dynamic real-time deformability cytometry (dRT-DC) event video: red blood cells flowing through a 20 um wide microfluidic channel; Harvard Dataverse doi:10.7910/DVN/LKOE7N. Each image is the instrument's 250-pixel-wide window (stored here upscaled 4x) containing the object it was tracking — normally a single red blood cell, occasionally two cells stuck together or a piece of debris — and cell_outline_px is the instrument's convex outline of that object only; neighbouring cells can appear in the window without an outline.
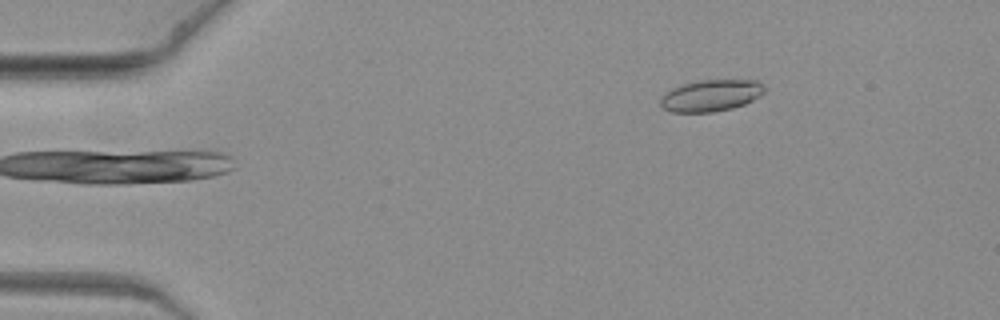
{"species": "common noctule bat (a hibernating species)", "species_latin": "Nyctalus noctula", "temperature_condition": "warm", "stored_images_in_passage": 7, "camera_frame_rate_fps": 3000, "um_per_image_px": 0.085, "animal": {"sex": "female", "body_mass_g": 19.3, "forearm_length_mm": 54.1}, "frame": {"image": 1, "passage_image": 7, "time_ms": 2.0, "image_size_px": [1000, 320], "cell_outline_px": [[768, 88], [760, 96], [744, 104], [732, 108], [712, 112], [672, 112], [660, 108], [660, 100], [664, 92], [672, 88], [696, 80], [756, 80], [764, 84]], "centroid_in_image_um": [60.43, 8.11], "position_along_channel_um": 24.6, "area_um2": 19.42}}